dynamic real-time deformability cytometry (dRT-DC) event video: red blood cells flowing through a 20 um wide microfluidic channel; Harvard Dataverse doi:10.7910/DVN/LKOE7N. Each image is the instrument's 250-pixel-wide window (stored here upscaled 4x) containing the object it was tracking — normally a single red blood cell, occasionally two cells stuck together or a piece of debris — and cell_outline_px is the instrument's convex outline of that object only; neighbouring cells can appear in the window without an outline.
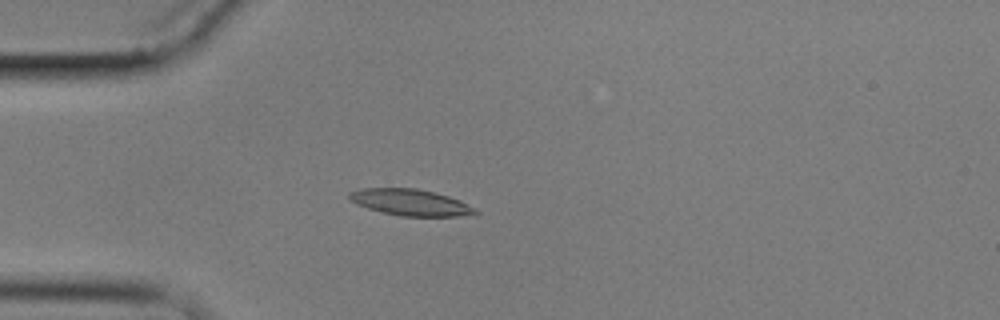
{"species": "common noctule bat (a hibernating species)", "species_latin": "Nyctalus noctula", "temperature_condition": "cold", "stored_images_in_passage": 3, "camera_frame_rate_fps": 3000, "um_per_image_px": 0.085, "animal": {"sex": "male", "body_mass_g": 17.9}, "frame": {"image": 1, "passage_image": 1, "time_ms": 0.0, "image_size_px": [1000, 320], "cell_outline_px": [[480, 212], [476, 216], [400, 216], [368, 208], [356, 204], [348, 200], [348, 192], [364, 188], [416, 188], [436, 192], [460, 200]], "centroid_in_image_um": [34.91, 17.2], "position_along_channel_um": 50.1, "area_um2": 19.54}}
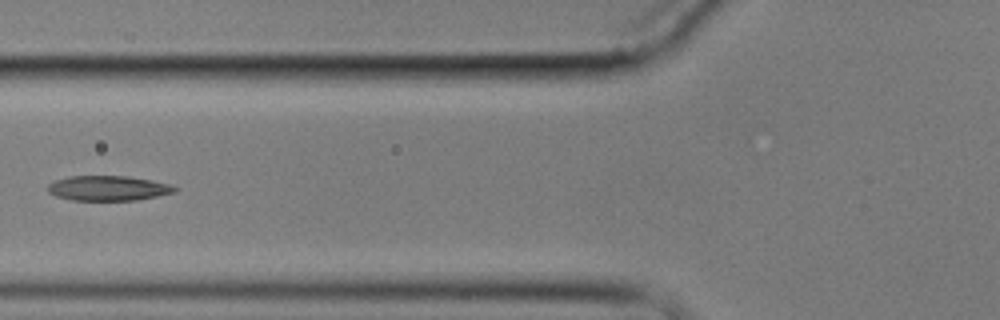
{"frame": {"image": 2, "passage_image": 3, "time_ms": 2.333, "image_size_px": [1000, 320], "cell_outline_px": [[180, 188], [176, 192], [136, 200], [72, 200], [56, 196], [48, 192], [48, 184], [56, 180], [68, 176], [128, 176], [152, 180], [172, 184]], "centroid_in_image_um": [9.24, 15.99], "position_along_channel_um": 116.6, "area_um2": 18.55}}